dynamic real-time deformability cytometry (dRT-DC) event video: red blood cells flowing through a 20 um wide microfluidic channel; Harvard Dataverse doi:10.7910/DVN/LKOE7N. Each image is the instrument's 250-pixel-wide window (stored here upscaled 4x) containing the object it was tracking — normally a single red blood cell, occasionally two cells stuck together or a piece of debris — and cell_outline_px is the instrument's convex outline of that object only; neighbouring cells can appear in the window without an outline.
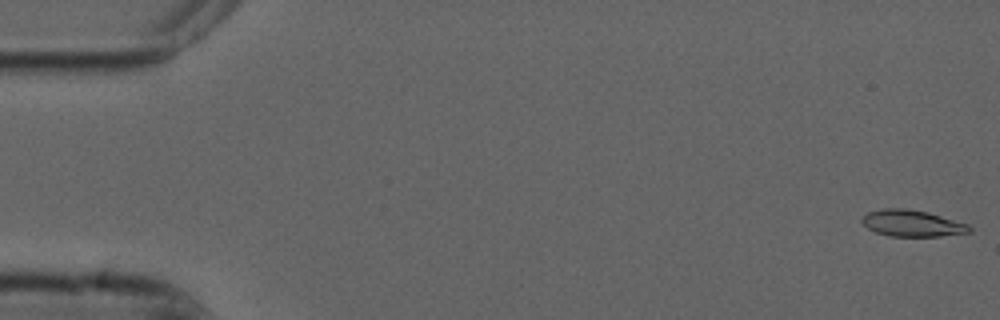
{"species": "common noctule bat (a hibernating species)", "species_latin": "Nyctalus noctula", "temperature_condition": "cold", "stored_images_in_passage": 54, "camera_frame_rate_fps": 3000, "um_per_image_px": 0.085, "animal": {"sex": "male", "forearm_length_mm": 52.5}, "frame": {"image": 1, "passage_image": 1, "time_ms": 0.0, "image_size_px": [1000, 320], "cell_outline_px": [[972, 232], [940, 236], [892, 236], [876, 232], [868, 228], [860, 220], [868, 212], [884, 208], [908, 208], [928, 212], [968, 224], [972, 228]], "centroid_in_image_um": [77.55, 18.97], "position_along_channel_um": 7.5, "area_um2": 16.53}}
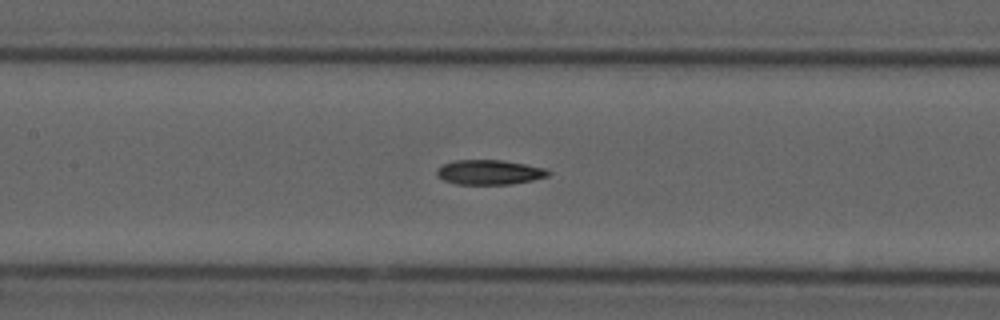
{"frame": {"image": 2, "passage_image": 25, "time_ms": 8.0, "image_size_px": [1000, 320], "cell_outline_px": [[552, 172], [548, 176], [532, 180], [512, 184], [456, 184], [444, 180], [436, 176], [436, 168], [444, 164], [456, 160], [504, 160], [544, 168]], "centroid_in_image_um": [41.58, 14.64], "position_along_channel_um": 165.8, "area_um2": 16.07}}
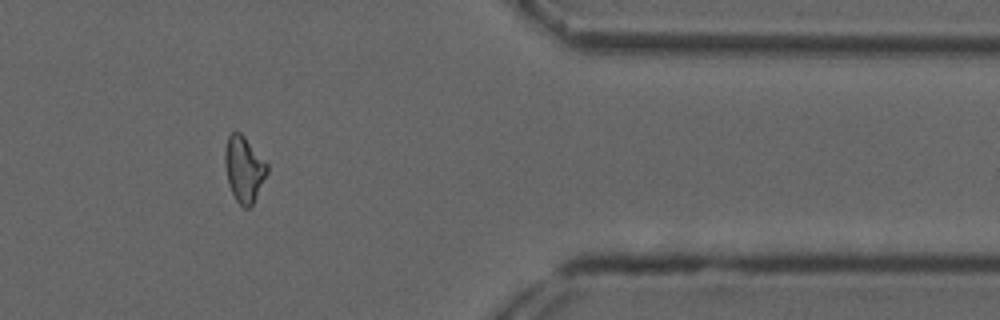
{"frame": {"image": 3, "passage_image": 45, "time_ms": 14.667, "image_size_px": [1000, 320], "cell_outline_px": [[268, 172], [252, 204], [248, 208], [244, 208], [236, 200], [228, 184], [224, 164], [224, 152], [228, 136], [232, 132], [240, 132], [244, 136], [268, 164]], "centroid_in_image_um": [20.72, 14.36], "position_along_channel_um": 390.7, "area_um2": 16.07}, "authors_computed_cell_mechanics": {"area_um2": 16.4441, "velocity_mm_per_s": 3.7369, "shape_relaxation_time_tau1_ms": null, "shape_relaxation_time_tau2_ms": 3.8614, "deformation_change_tau1": null, "deformation_change_tau2": 0.1053}}